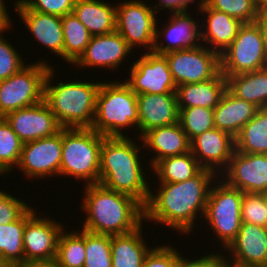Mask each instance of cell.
I'll use <instances>...</instances> for the list:
<instances>
[{
    "label": "cell",
    "instance_id": "1",
    "mask_svg": "<svg viewBox=\"0 0 267 267\" xmlns=\"http://www.w3.org/2000/svg\"><path fill=\"white\" fill-rule=\"evenodd\" d=\"M217 178L219 176L214 171L202 169L186 181L159 182L155 194L154 189L150 190L144 206V221L164 224L166 228L180 232L179 235L193 233L199 215L204 216L210 188Z\"/></svg>",
    "mask_w": 267,
    "mask_h": 267
},
{
    "label": "cell",
    "instance_id": "2",
    "mask_svg": "<svg viewBox=\"0 0 267 267\" xmlns=\"http://www.w3.org/2000/svg\"><path fill=\"white\" fill-rule=\"evenodd\" d=\"M138 143L126 136L103 138L99 184L110 190L129 195L145 206L151 188L150 183L148 185L147 182L148 172L143 170L144 163L141 164L140 150L144 148Z\"/></svg>",
    "mask_w": 267,
    "mask_h": 267
},
{
    "label": "cell",
    "instance_id": "3",
    "mask_svg": "<svg viewBox=\"0 0 267 267\" xmlns=\"http://www.w3.org/2000/svg\"><path fill=\"white\" fill-rule=\"evenodd\" d=\"M84 187L80 208L87 216L82 229L114 236L132 232L144 224V206L138 200L99 183Z\"/></svg>",
    "mask_w": 267,
    "mask_h": 267
},
{
    "label": "cell",
    "instance_id": "4",
    "mask_svg": "<svg viewBox=\"0 0 267 267\" xmlns=\"http://www.w3.org/2000/svg\"><path fill=\"white\" fill-rule=\"evenodd\" d=\"M51 67L44 86V101L63 128H91L96 112V97L102 81H54ZM52 80V81H51Z\"/></svg>",
    "mask_w": 267,
    "mask_h": 267
},
{
    "label": "cell",
    "instance_id": "5",
    "mask_svg": "<svg viewBox=\"0 0 267 267\" xmlns=\"http://www.w3.org/2000/svg\"><path fill=\"white\" fill-rule=\"evenodd\" d=\"M138 125L137 95L130 86L125 81L101 82L91 128L104 137H128L123 128L126 131L136 127L138 135Z\"/></svg>",
    "mask_w": 267,
    "mask_h": 267
},
{
    "label": "cell",
    "instance_id": "6",
    "mask_svg": "<svg viewBox=\"0 0 267 267\" xmlns=\"http://www.w3.org/2000/svg\"><path fill=\"white\" fill-rule=\"evenodd\" d=\"M103 138L92 128H63L60 175L98 184Z\"/></svg>",
    "mask_w": 267,
    "mask_h": 267
},
{
    "label": "cell",
    "instance_id": "7",
    "mask_svg": "<svg viewBox=\"0 0 267 267\" xmlns=\"http://www.w3.org/2000/svg\"><path fill=\"white\" fill-rule=\"evenodd\" d=\"M242 198L241 190L228 186L220 178L210 188L203 222L213 230L211 234L219 239L223 250L235 239L242 225Z\"/></svg>",
    "mask_w": 267,
    "mask_h": 267
},
{
    "label": "cell",
    "instance_id": "8",
    "mask_svg": "<svg viewBox=\"0 0 267 267\" xmlns=\"http://www.w3.org/2000/svg\"><path fill=\"white\" fill-rule=\"evenodd\" d=\"M38 60L0 81V117L44 100L45 80L52 65L42 58Z\"/></svg>",
    "mask_w": 267,
    "mask_h": 267
},
{
    "label": "cell",
    "instance_id": "9",
    "mask_svg": "<svg viewBox=\"0 0 267 267\" xmlns=\"http://www.w3.org/2000/svg\"><path fill=\"white\" fill-rule=\"evenodd\" d=\"M267 67V54L258 25L243 24L232 43L220 54L224 77L257 71Z\"/></svg>",
    "mask_w": 267,
    "mask_h": 267
},
{
    "label": "cell",
    "instance_id": "10",
    "mask_svg": "<svg viewBox=\"0 0 267 267\" xmlns=\"http://www.w3.org/2000/svg\"><path fill=\"white\" fill-rule=\"evenodd\" d=\"M142 0H124L116 5L115 30L134 50L136 46L153 51L157 13L153 7Z\"/></svg>",
    "mask_w": 267,
    "mask_h": 267
},
{
    "label": "cell",
    "instance_id": "11",
    "mask_svg": "<svg viewBox=\"0 0 267 267\" xmlns=\"http://www.w3.org/2000/svg\"><path fill=\"white\" fill-rule=\"evenodd\" d=\"M164 55L176 86L204 82L220 72V55L202 44Z\"/></svg>",
    "mask_w": 267,
    "mask_h": 267
},
{
    "label": "cell",
    "instance_id": "12",
    "mask_svg": "<svg viewBox=\"0 0 267 267\" xmlns=\"http://www.w3.org/2000/svg\"><path fill=\"white\" fill-rule=\"evenodd\" d=\"M142 55V56H141ZM129 67L125 82L136 94H176L167 58L153 51L143 52Z\"/></svg>",
    "mask_w": 267,
    "mask_h": 267
},
{
    "label": "cell",
    "instance_id": "13",
    "mask_svg": "<svg viewBox=\"0 0 267 267\" xmlns=\"http://www.w3.org/2000/svg\"><path fill=\"white\" fill-rule=\"evenodd\" d=\"M62 130L57 134L23 143L18 168L27 179L60 175Z\"/></svg>",
    "mask_w": 267,
    "mask_h": 267
},
{
    "label": "cell",
    "instance_id": "14",
    "mask_svg": "<svg viewBox=\"0 0 267 267\" xmlns=\"http://www.w3.org/2000/svg\"><path fill=\"white\" fill-rule=\"evenodd\" d=\"M219 178L228 186L239 189L243 193H265L267 192V154H244L234 150L227 168Z\"/></svg>",
    "mask_w": 267,
    "mask_h": 267
},
{
    "label": "cell",
    "instance_id": "15",
    "mask_svg": "<svg viewBox=\"0 0 267 267\" xmlns=\"http://www.w3.org/2000/svg\"><path fill=\"white\" fill-rule=\"evenodd\" d=\"M46 217L35 212L26 221L23 233L24 261L56 258L58 239L66 226Z\"/></svg>",
    "mask_w": 267,
    "mask_h": 267
},
{
    "label": "cell",
    "instance_id": "16",
    "mask_svg": "<svg viewBox=\"0 0 267 267\" xmlns=\"http://www.w3.org/2000/svg\"><path fill=\"white\" fill-rule=\"evenodd\" d=\"M226 251L229 267H267V227L242 222Z\"/></svg>",
    "mask_w": 267,
    "mask_h": 267
},
{
    "label": "cell",
    "instance_id": "17",
    "mask_svg": "<svg viewBox=\"0 0 267 267\" xmlns=\"http://www.w3.org/2000/svg\"><path fill=\"white\" fill-rule=\"evenodd\" d=\"M5 119L23 143L53 136L63 129L44 100L12 111Z\"/></svg>",
    "mask_w": 267,
    "mask_h": 267
},
{
    "label": "cell",
    "instance_id": "18",
    "mask_svg": "<svg viewBox=\"0 0 267 267\" xmlns=\"http://www.w3.org/2000/svg\"><path fill=\"white\" fill-rule=\"evenodd\" d=\"M235 150V139L216 127L201 133L190 144V151L203 169L218 176L227 168Z\"/></svg>",
    "mask_w": 267,
    "mask_h": 267
},
{
    "label": "cell",
    "instance_id": "19",
    "mask_svg": "<svg viewBox=\"0 0 267 267\" xmlns=\"http://www.w3.org/2000/svg\"><path fill=\"white\" fill-rule=\"evenodd\" d=\"M132 50L116 30L105 35H95L91 37L85 52L73 65L80 69L107 67L117 70L128 55L132 54Z\"/></svg>",
    "mask_w": 267,
    "mask_h": 267
},
{
    "label": "cell",
    "instance_id": "20",
    "mask_svg": "<svg viewBox=\"0 0 267 267\" xmlns=\"http://www.w3.org/2000/svg\"><path fill=\"white\" fill-rule=\"evenodd\" d=\"M189 12H169L171 17L168 19L169 23L165 25V29L163 27L160 30L158 29V20L153 52L165 54L171 51L196 47L201 44L200 23L198 24L200 21H196L193 16L191 17L192 12L191 14ZM162 35L165 38L164 41L167 42L166 45L163 43Z\"/></svg>",
    "mask_w": 267,
    "mask_h": 267
},
{
    "label": "cell",
    "instance_id": "21",
    "mask_svg": "<svg viewBox=\"0 0 267 267\" xmlns=\"http://www.w3.org/2000/svg\"><path fill=\"white\" fill-rule=\"evenodd\" d=\"M197 1V11L207 17L204 22H200L201 44L220 55L232 43L243 23L224 12L210 8L203 0Z\"/></svg>",
    "mask_w": 267,
    "mask_h": 267
},
{
    "label": "cell",
    "instance_id": "22",
    "mask_svg": "<svg viewBox=\"0 0 267 267\" xmlns=\"http://www.w3.org/2000/svg\"><path fill=\"white\" fill-rule=\"evenodd\" d=\"M137 109L139 139L151 129L179 122L176 94H139Z\"/></svg>",
    "mask_w": 267,
    "mask_h": 267
},
{
    "label": "cell",
    "instance_id": "23",
    "mask_svg": "<svg viewBox=\"0 0 267 267\" xmlns=\"http://www.w3.org/2000/svg\"><path fill=\"white\" fill-rule=\"evenodd\" d=\"M14 9L38 44L63 60L64 35L61 17L30 10L23 3L14 6Z\"/></svg>",
    "mask_w": 267,
    "mask_h": 267
},
{
    "label": "cell",
    "instance_id": "24",
    "mask_svg": "<svg viewBox=\"0 0 267 267\" xmlns=\"http://www.w3.org/2000/svg\"><path fill=\"white\" fill-rule=\"evenodd\" d=\"M141 144L145 151H155L149 167H153L158 161L170 156H179L190 152V144L186 133L182 129L179 122L157 127L149 130L140 138ZM151 164V165H150Z\"/></svg>",
    "mask_w": 267,
    "mask_h": 267
},
{
    "label": "cell",
    "instance_id": "25",
    "mask_svg": "<svg viewBox=\"0 0 267 267\" xmlns=\"http://www.w3.org/2000/svg\"><path fill=\"white\" fill-rule=\"evenodd\" d=\"M258 110L256 105L234 96L226 89L214 108V126L235 138Z\"/></svg>",
    "mask_w": 267,
    "mask_h": 267
},
{
    "label": "cell",
    "instance_id": "26",
    "mask_svg": "<svg viewBox=\"0 0 267 267\" xmlns=\"http://www.w3.org/2000/svg\"><path fill=\"white\" fill-rule=\"evenodd\" d=\"M227 89V81L221 71L212 79L183 84L176 87L178 108L205 107L214 109Z\"/></svg>",
    "mask_w": 267,
    "mask_h": 267
},
{
    "label": "cell",
    "instance_id": "27",
    "mask_svg": "<svg viewBox=\"0 0 267 267\" xmlns=\"http://www.w3.org/2000/svg\"><path fill=\"white\" fill-rule=\"evenodd\" d=\"M104 0H76L73 13L92 36L115 31L116 6Z\"/></svg>",
    "mask_w": 267,
    "mask_h": 267
},
{
    "label": "cell",
    "instance_id": "28",
    "mask_svg": "<svg viewBox=\"0 0 267 267\" xmlns=\"http://www.w3.org/2000/svg\"><path fill=\"white\" fill-rule=\"evenodd\" d=\"M142 227L144 226L126 234L111 236L112 267H142L144 258L150 251Z\"/></svg>",
    "mask_w": 267,
    "mask_h": 267
},
{
    "label": "cell",
    "instance_id": "29",
    "mask_svg": "<svg viewBox=\"0 0 267 267\" xmlns=\"http://www.w3.org/2000/svg\"><path fill=\"white\" fill-rule=\"evenodd\" d=\"M227 89L236 97L267 108V67L257 71L225 77Z\"/></svg>",
    "mask_w": 267,
    "mask_h": 267
},
{
    "label": "cell",
    "instance_id": "30",
    "mask_svg": "<svg viewBox=\"0 0 267 267\" xmlns=\"http://www.w3.org/2000/svg\"><path fill=\"white\" fill-rule=\"evenodd\" d=\"M36 212L30 207L18 220L0 224V255L10 266L24 262L23 233L26 221Z\"/></svg>",
    "mask_w": 267,
    "mask_h": 267
},
{
    "label": "cell",
    "instance_id": "31",
    "mask_svg": "<svg viewBox=\"0 0 267 267\" xmlns=\"http://www.w3.org/2000/svg\"><path fill=\"white\" fill-rule=\"evenodd\" d=\"M149 169L153 171V175L158 176L157 182L177 183L193 178L203 168L190 151L183 155L163 158Z\"/></svg>",
    "mask_w": 267,
    "mask_h": 267
},
{
    "label": "cell",
    "instance_id": "32",
    "mask_svg": "<svg viewBox=\"0 0 267 267\" xmlns=\"http://www.w3.org/2000/svg\"><path fill=\"white\" fill-rule=\"evenodd\" d=\"M234 139L240 153L267 154V108L259 109Z\"/></svg>",
    "mask_w": 267,
    "mask_h": 267
},
{
    "label": "cell",
    "instance_id": "33",
    "mask_svg": "<svg viewBox=\"0 0 267 267\" xmlns=\"http://www.w3.org/2000/svg\"><path fill=\"white\" fill-rule=\"evenodd\" d=\"M64 35L63 60L74 64L85 52L92 35L74 13L61 17Z\"/></svg>",
    "mask_w": 267,
    "mask_h": 267
},
{
    "label": "cell",
    "instance_id": "34",
    "mask_svg": "<svg viewBox=\"0 0 267 267\" xmlns=\"http://www.w3.org/2000/svg\"><path fill=\"white\" fill-rule=\"evenodd\" d=\"M65 228L58 239L56 260L59 267H83L85 262V230ZM74 230V231H73Z\"/></svg>",
    "mask_w": 267,
    "mask_h": 267
},
{
    "label": "cell",
    "instance_id": "35",
    "mask_svg": "<svg viewBox=\"0 0 267 267\" xmlns=\"http://www.w3.org/2000/svg\"><path fill=\"white\" fill-rule=\"evenodd\" d=\"M23 142L13 131L5 117H0V167L8 174L16 168Z\"/></svg>",
    "mask_w": 267,
    "mask_h": 267
},
{
    "label": "cell",
    "instance_id": "36",
    "mask_svg": "<svg viewBox=\"0 0 267 267\" xmlns=\"http://www.w3.org/2000/svg\"><path fill=\"white\" fill-rule=\"evenodd\" d=\"M179 109V123L191 142L195 137L214 128V109L188 107Z\"/></svg>",
    "mask_w": 267,
    "mask_h": 267
},
{
    "label": "cell",
    "instance_id": "37",
    "mask_svg": "<svg viewBox=\"0 0 267 267\" xmlns=\"http://www.w3.org/2000/svg\"><path fill=\"white\" fill-rule=\"evenodd\" d=\"M85 253L83 267H112L111 236L85 230Z\"/></svg>",
    "mask_w": 267,
    "mask_h": 267
},
{
    "label": "cell",
    "instance_id": "38",
    "mask_svg": "<svg viewBox=\"0 0 267 267\" xmlns=\"http://www.w3.org/2000/svg\"><path fill=\"white\" fill-rule=\"evenodd\" d=\"M210 8L221 11L243 24L254 23L259 15L255 0H203Z\"/></svg>",
    "mask_w": 267,
    "mask_h": 267
},
{
    "label": "cell",
    "instance_id": "39",
    "mask_svg": "<svg viewBox=\"0 0 267 267\" xmlns=\"http://www.w3.org/2000/svg\"><path fill=\"white\" fill-rule=\"evenodd\" d=\"M241 220L245 223L267 227V212L263 193H243Z\"/></svg>",
    "mask_w": 267,
    "mask_h": 267
},
{
    "label": "cell",
    "instance_id": "40",
    "mask_svg": "<svg viewBox=\"0 0 267 267\" xmlns=\"http://www.w3.org/2000/svg\"><path fill=\"white\" fill-rule=\"evenodd\" d=\"M15 49L16 47L5 39L4 34H0V81L9 78L27 65L26 59H22V55Z\"/></svg>",
    "mask_w": 267,
    "mask_h": 267
},
{
    "label": "cell",
    "instance_id": "41",
    "mask_svg": "<svg viewBox=\"0 0 267 267\" xmlns=\"http://www.w3.org/2000/svg\"><path fill=\"white\" fill-rule=\"evenodd\" d=\"M172 246V247H171ZM179 260L178 249L173 245L162 244V246L150 247L146 254L142 267H177Z\"/></svg>",
    "mask_w": 267,
    "mask_h": 267
},
{
    "label": "cell",
    "instance_id": "42",
    "mask_svg": "<svg viewBox=\"0 0 267 267\" xmlns=\"http://www.w3.org/2000/svg\"><path fill=\"white\" fill-rule=\"evenodd\" d=\"M25 200L12 196L7 191L0 190V224L12 223L18 220L31 206Z\"/></svg>",
    "mask_w": 267,
    "mask_h": 267
},
{
    "label": "cell",
    "instance_id": "43",
    "mask_svg": "<svg viewBox=\"0 0 267 267\" xmlns=\"http://www.w3.org/2000/svg\"><path fill=\"white\" fill-rule=\"evenodd\" d=\"M76 0H24L30 10L63 17L73 13Z\"/></svg>",
    "mask_w": 267,
    "mask_h": 267
},
{
    "label": "cell",
    "instance_id": "44",
    "mask_svg": "<svg viewBox=\"0 0 267 267\" xmlns=\"http://www.w3.org/2000/svg\"><path fill=\"white\" fill-rule=\"evenodd\" d=\"M210 252V254L207 252L204 256H200V258L195 259H186L188 258L185 256H182L179 252V260L177 267H229L228 262L226 260L225 254L223 255L222 252L216 253ZM185 257V258H184Z\"/></svg>",
    "mask_w": 267,
    "mask_h": 267
},
{
    "label": "cell",
    "instance_id": "45",
    "mask_svg": "<svg viewBox=\"0 0 267 267\" xmlns=\"http://www.w3.org/2000/svg\"><path fill=\"white\" fill-rule=\"evenodd\" d=\"M196 0H158L152 7L157 12L167 9L170 13L189 11L188 6L194 4Z\"/></svg>",
    "mask_w": 267,
    "mask_h": 267
},
{
    "label": "cell",
    "instance_id": "46",
    "mask_svg": "<svg viewBox=\"0 0 267 267\" xmlns=\"http://www.w3.org/2000/svg\"><path fill=\"white\" fill-rule=\"evenodd\" d=\"M4 0H0V34H4V32L9 31L12 25V18H10L9 13L7 11V6L4 3Z\"/></svg>",
    "mask_w": 267,
    "mask_h": 267
},
{
    "label": "cell",
    "instance_id": "47",
    "mask_svg": "<svg viewBox=\"0 0 267 267\" xmlns=\"http://www.w3.org/2000/svg\"><path fill=\"white\" fill-rule=\"evenodd\" d=\"M16 267H59L58 262L55 259L51 260H31L24 261L18 264Z\"/></svg>",
    "mask_w": 267,
    "mask_h": 267
},
{
    "label": "cell",
    "instance_id": "48",
    "mask_svg": "<svg viewBox=\"0 0 267 267\" xmlns=\"http://www.w3.org/2000/svg\"><path fill=\"white\" fill-rule=\"evenodd\" d=\"M255 23L260 28L264 46H265V51L267 54V13H259L258 17L256 18Z\"/></svg>",
    "mask_w": 267,
    "mask_h": 267
},
{
    "label": "cell",
    "instance_id": "49",
    "mask_svg": "<svg viewBox=\"0 0 267 267\" xmlns=\"http://www.w3.org/2000/svg\"><path fill=\"white\" fill-rule=\"evenodd\" d=\"M259 13H267V0H255Z\"/></svg>",
    "mask_w": 267,
    "mask_h": 267
},
{
    "label": "cell",
    "instance_id": "50",
    "mask_svg": "<svg viewBox=\"0 0 267 267\" xmlns=\"http://www.w3.org/2000/svg\"><path fill=\"white\" fill-rule=\"evenodd\" d=\"M0 267H10L2 258L0 255Z\"/></svg>",
    "mask_w": 267,
    "mask_h": 267
},
{
    "label": "cell",
    "instance_id": "51",
    "mask_svg": "<svg viewBox=\"0 0 267 267\" xmlns=\"http://www.w3.org/2000/svg\"><path fill=\"white\" fill-rule=\"evenodd\" d=\"M263 198H264L265 208H266V212H267V192L263 193Z\"/></svg>",
    "mask_w": 267,
    "mask_h": 267
},
{
    "label": "cell",
    "instance_id": "52",
    "mask_svg": "<svg viewBox=\"0 0 267 267\" xmlns=\"http://www.w3.org/2000/svg\"><path fill=\"white\" fill-rule=\"evenodd\" d=\"M14 2L15 3H13V4H14V6H16V5L22 4L24 2V0H16Z\"/></svg>",
    "mask_w": 267,
    "mask_h": 267
},
{
    "label": "cell",
    "instance_id": "53",
    "mask_svg": "<svg viewBox=\"0 0 267 267\" xmlns=\"http://www.w3.org/2000/svg\"><path fill=\"white\" fill-rule=\"evenodd\" d=\"M6 172L0 167V176L5 175Z\"/></svg>",
    "mask_w": 267,
    "mask_h": 267
}]
</instances>
